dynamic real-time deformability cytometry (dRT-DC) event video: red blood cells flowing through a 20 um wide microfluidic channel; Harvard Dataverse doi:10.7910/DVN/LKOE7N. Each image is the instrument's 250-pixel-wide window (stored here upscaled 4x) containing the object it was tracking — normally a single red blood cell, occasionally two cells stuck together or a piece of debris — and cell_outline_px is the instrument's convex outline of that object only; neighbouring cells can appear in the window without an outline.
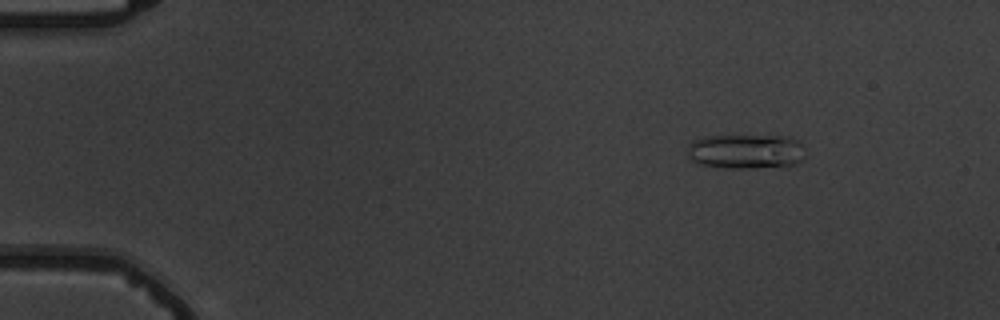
{"species": "common noctule bat (a hibernating species)", "species_latin": "Nyctalus noctula", "temperature_condition": "warm", "stored_images_in_passage": 6, "camera_frame_rate_fps": 3000, "um_per_image_px": 0.085, "animal": {"sex": "male", "body_mass_g": 19.5, "forearm_length_mm": 54.6}, "frame": {"image": 1, "passage_image": 3, "time_ms": 2.333, "image_size_px": [1000, 320], "cell_outline_px": [[804, 156], [796, 164], [788, 168], [728, 168], [700, 164], [692, 160], [688, 156], [688, 144], [692, 140], [704, 136], [788, 136], [796, 140], [800, 144]], "centroid_in_image_um": [63.41, 12.89], "position_along_channel_um": 21.6, "area_um2": 24.16}}